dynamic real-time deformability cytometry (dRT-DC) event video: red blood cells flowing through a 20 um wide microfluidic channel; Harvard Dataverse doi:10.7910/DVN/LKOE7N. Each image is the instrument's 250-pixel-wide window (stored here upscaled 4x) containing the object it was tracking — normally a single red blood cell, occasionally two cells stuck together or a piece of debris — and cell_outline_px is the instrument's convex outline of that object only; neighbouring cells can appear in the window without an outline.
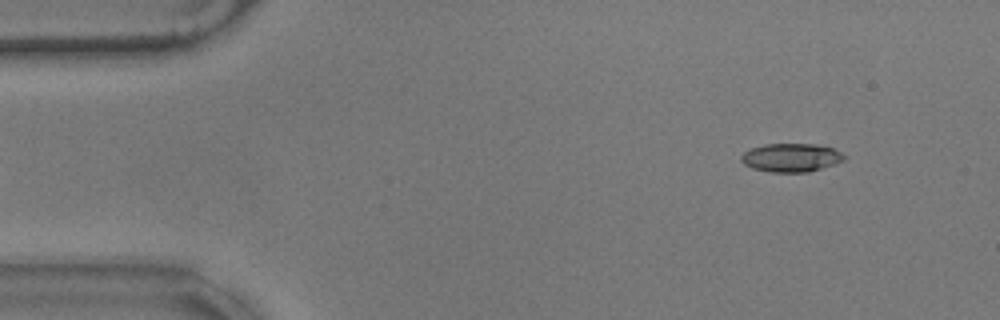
{"species": "common noctule bat (a hibernating species)", "species_latin": "Nyctalus noctula", "temperature_condition": "warm", "stored_images_in_passage": 12, "camera_frame_rate_fps": 3000, "um_per_image_px": 0.085, "animal": {"sex": "male", "body_mass_g": 17.9}, "frame": {"image": 1, "passage_image": 3, "time_ms": 0.667, "image_size_px": [1000, 320], "cell_outline_px": [[848, 156], [844, 160], [836, 164], [808, 172], [772, 172], [752, 168], [744, 164], [740, 160], [740, 156], [744, 152], [752, 148], [764, 144], [816, 144], [832, 148]], "centroid_in_image_um": [67.26, 13.4], "position_along_channel_um": 17.7, "area_um2": 17.17}}